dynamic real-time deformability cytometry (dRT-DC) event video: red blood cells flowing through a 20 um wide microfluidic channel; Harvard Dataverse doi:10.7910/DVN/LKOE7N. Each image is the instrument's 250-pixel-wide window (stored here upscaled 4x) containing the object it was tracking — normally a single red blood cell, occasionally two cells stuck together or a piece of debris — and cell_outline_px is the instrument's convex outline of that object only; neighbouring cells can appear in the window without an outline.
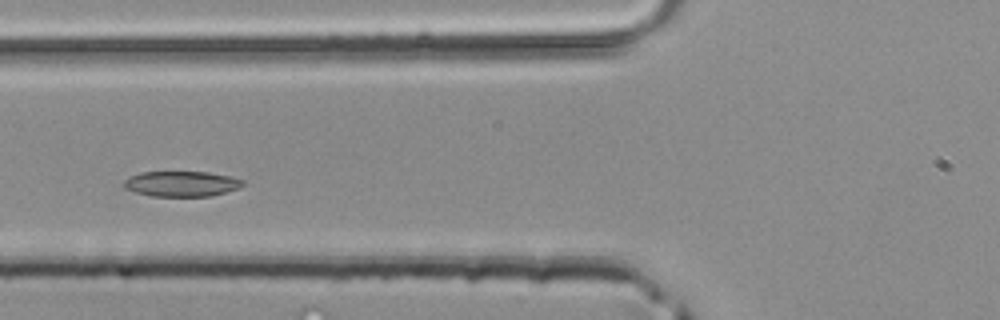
{"species": "common noctule bat (a hibernating species)", "species_latin": "Nyctalus noctula", "temperature_condition": "room temperature", "stored_images_in_passage": 40, "camera_frame_rate_fps": 3000, "um_per_image_px": 0.085, "animal": {"sex": "male", "body_mass_g": 20.4}, "frame": {"image": 1, "passage_image": 12, "time_ms": 3.667, "image_size_px": [1000, 320], "cell_outline_px": [[244, 184], [240, 188], [208, 196], [152, 196], [136, 192], [124, 188], [124, 180], [140, 172], [208, 172], [228, 176], [244, 180]], "centroid_in_image_um": [15.43, 15.62], "position_along_channel_um": 110.4, "area_um2": 17.4}}
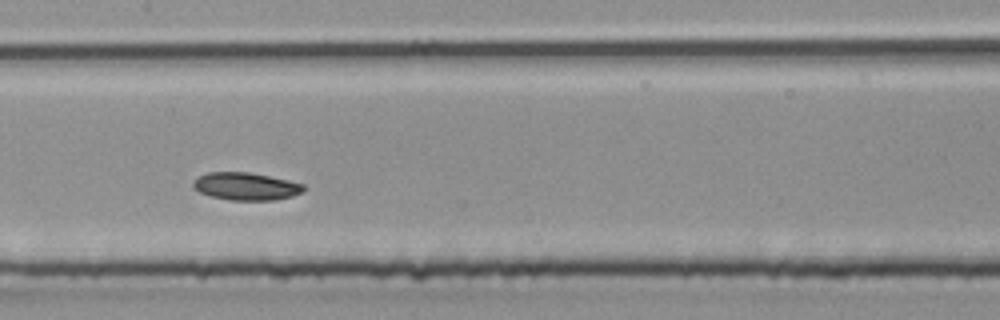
{"frame": {"image": 2, "passage_image": 17, "time_ms": 5.333, "image_size_px": [1000, 320], "cell_outline_px": [[304, 192], [292, 196], [276, 200], [228, 200], [212, 196], [200, 192], [192, 184], [192, 180], [196, 176], [208, 172], [248, 172], [288, 180], [304, 184]], "centroid_in_image_um": [20.89, 15.83], "position_along_channel_um": 186.5, "area_um2": 17.8}}
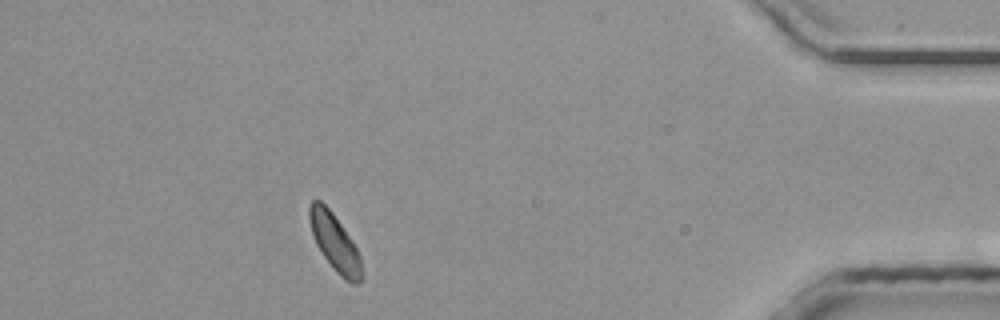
{"frame": {"image": 3, "passage_image": 35, "time_ms": 11.333, "image_size_px": [1000, 320], "cell_outline_px": [[364, 280], [356, 284], [352, 284], [344, 280], [336, 272], [324, 256], [316, 244], [308, 220], [308, 204], [312, 200], [320, 200], [332, 212], [352, 240], [360, 256], [364, 272]], "centroid_in_image_um": [28.48, 20.65], "position_along_channel_um": 406.7, "area_um2": 17.63}}